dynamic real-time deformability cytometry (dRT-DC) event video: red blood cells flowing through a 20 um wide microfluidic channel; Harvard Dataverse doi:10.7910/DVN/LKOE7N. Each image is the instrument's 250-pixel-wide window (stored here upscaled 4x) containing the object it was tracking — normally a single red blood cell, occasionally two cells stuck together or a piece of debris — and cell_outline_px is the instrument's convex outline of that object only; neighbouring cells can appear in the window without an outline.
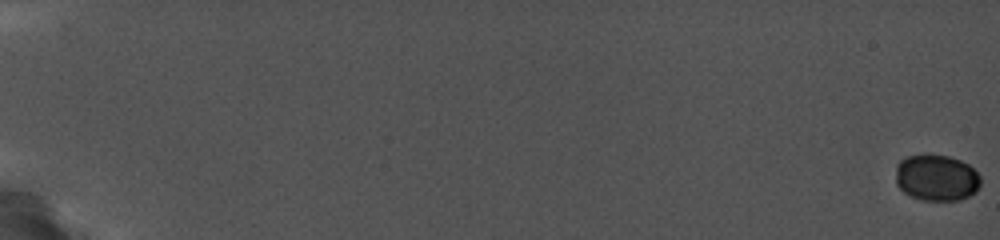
{"species": "common noctule bat (a hibernating species)", "species_latin": "Nyctalus noctula", "temperature_condition": "cold", "stored_images_in_passage": 14, "camera_frame_rate_fps": 5000, "um_per_image_px": 0.085, "animal": {"sex": "female", "body_mass_g": 19.0, "forearm_length_mm": 56.7}, "frame": {"image": 1, "passage_image": 1, "time_ms": 0.0, "image_size_px": [1000, 240], "cell_outline_px": [[980, 184], [968, 196], [960, 200], [924, 200], [912, 196], [904, 192], [896, 184], [896, 168], [900, 160], [908, 156], [948, 156], [960, 160], [968, 164], [980, 176]], "centroid_in_image_um": [79.59, 15.12], "position_along_channel_um": 5.4, "area_um2": 22.43}}
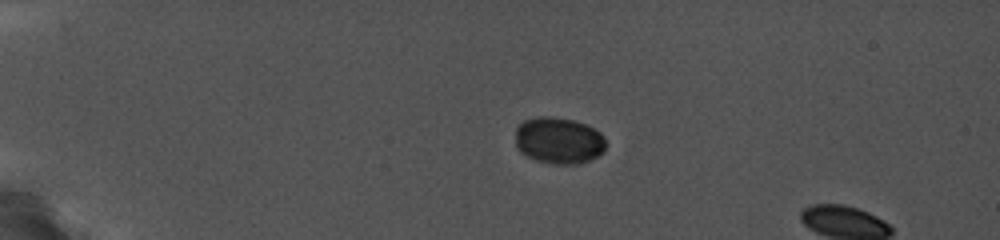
{"frame": {"image": 2, "passage_image": 11, "time_ms": 5.2, "image_size_px": [1000, 240], "cell_outline_px": [[604, 148], [596, 156], [580, 164], [552, 164], [536, 160], [520, 152], [516, 144], [516, 128], [524, 120], [536, 116], [548, 116], [572, 120], [584, 124], [600, 132], [604, 140]], "centroid_in_image_um": [47.44, 11.94], "position_along_channel_um": 37.6, "area_um2": 24.28}}